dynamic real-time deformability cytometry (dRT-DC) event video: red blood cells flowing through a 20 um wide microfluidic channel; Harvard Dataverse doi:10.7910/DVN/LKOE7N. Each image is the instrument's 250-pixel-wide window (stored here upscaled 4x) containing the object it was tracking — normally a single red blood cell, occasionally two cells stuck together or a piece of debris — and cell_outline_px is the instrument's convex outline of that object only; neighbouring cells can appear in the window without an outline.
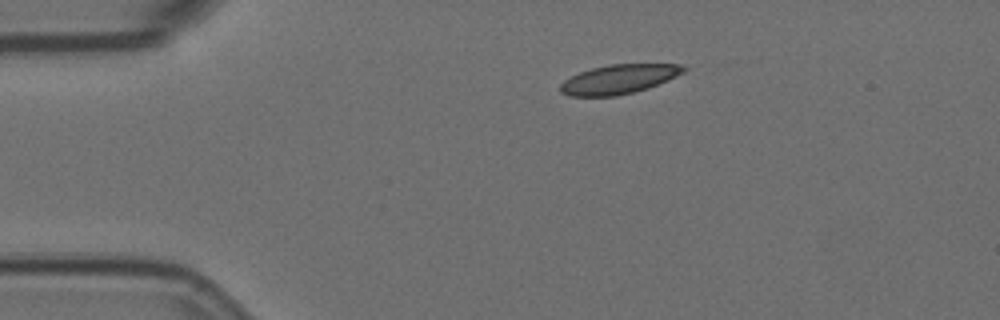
{"species": "Egyptian fruit bat (a non-hibernating species)", "species_latin": "Rousettus aegyptiacus", "temperature_condition": "room temperature", "stored_images_in_passage": 8, "camera_frame_rate_fps": 3000, "um_per_image_px": 0.085, "animal": {"sex": "female"}, "frame": {"image": 1, "passage_image": 1, "time_ms": 0.0, "image_size_px": [1000, 320], "cell_outline_px": [[688, 68], [684, 72], [676, 76], [648, 88], [616, 96], [568, 96], [560, 92], [560, 84], [564, 80], [580, 72], [592, 68], [608, 64], [684, 64]], "centroid_in_image_um": [52.6, 6.72], "position_along_channel_um": 32.4, "area_um2": 20.98}}
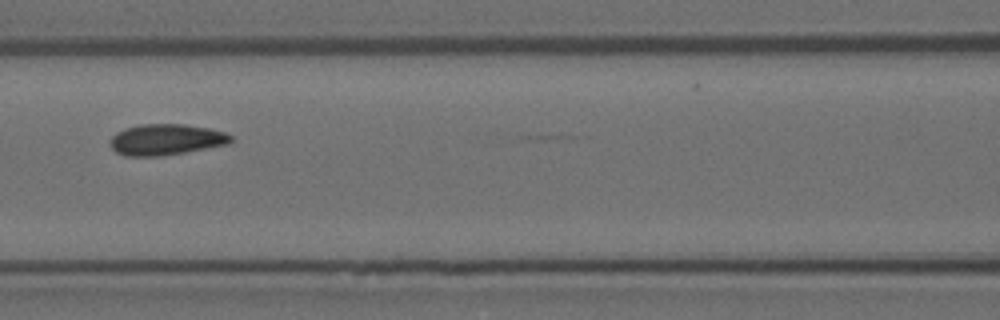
{"frame": {"image": 2, "passage_image": 5, "time_ms": 1.333, "image_size_px": [1000, 320], "cell_outline_px": [[232, 140], [228, 144], [184, 152], [160, 156], [124, 156], [116, 152], [112, 148], [112, 136], [116, 132], [124, 128], [140, 124], [184, 124], [208, 128], [224, 132], [232, 136]], "centroid_in_image_um": [14.1, 11.86], "position_along_channel_um": 152.5, "area_um2": 21.68}}
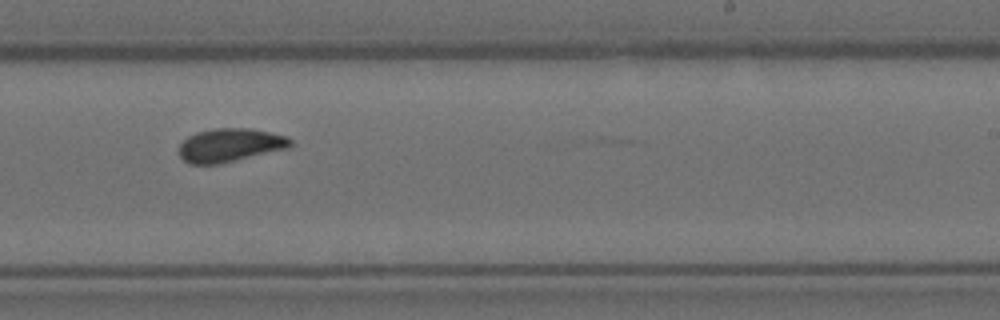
{"frame": {"image": 3, "passage_image": 8, "time_ms": 2.333, "image_size_px": [1000, 320], "cell_outline_px": [[292, 144], [288, 148], [220, 164], [192, 164], [184, 160], [180, 156], [180, 144], [188, 136], [196, 132], [212, 128], [248, 128], [288, 136], [292, 140]], "centroid_in_image_um": [19.55, 12.33], "position_along_channel_um": 269.4, "area_um2": 21.68}}